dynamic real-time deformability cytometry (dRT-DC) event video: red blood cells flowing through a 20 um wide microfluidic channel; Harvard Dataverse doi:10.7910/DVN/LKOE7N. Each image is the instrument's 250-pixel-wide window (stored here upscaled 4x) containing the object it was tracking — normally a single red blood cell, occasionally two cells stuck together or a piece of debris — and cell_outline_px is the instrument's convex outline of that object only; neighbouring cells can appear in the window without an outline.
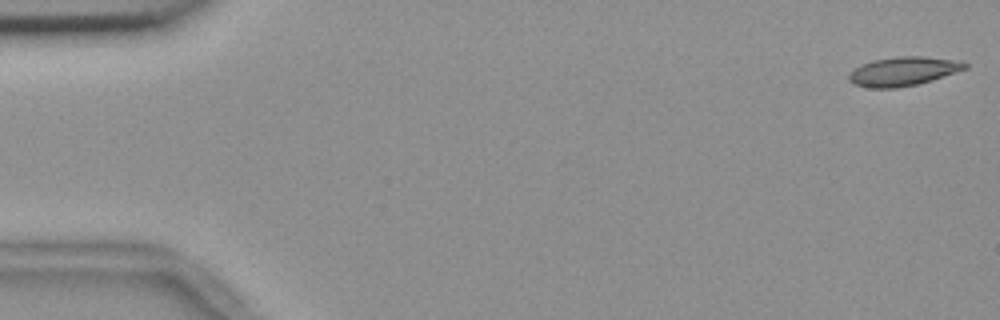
{"species": "common noctule bat (a hibernating species)", "species_latin": "Nyctalus noctula", "temperature_condition": "room temperature", "stored_images_in_passage": 55, "camera_frame_rate_fps": 3000, "um_per_image_px": 0.085, "animal": {"sex": "female", "body_mass_g": 18.4}, "frame": {"image": 1, "passage_image": 1, "time_ms": 0.0, "image_size_px": [1000, 320], "cell_outline_px": [[968, 68], [932, 80], [916, 84], [896, 88], [872, 88], [852, 84], [848, 80], [848, 72], [872, 60], [896, 56], [924, 56], [952, 60], [968, 64]], "centroid_in_image_um": [76.73, 6.06], "position_along_channel_um": 8.3, "area_um2": 19.48}}
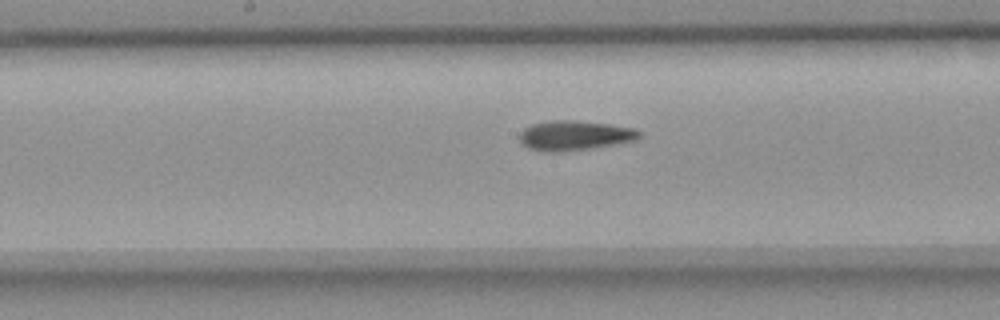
{"frame": {"image": 2, "passage_image": 28, "time_ms": 9.0, "image_size_px": [1000, 320], "cell_outline_px": [[640, 136], [636, 140], [592, 148], [564, 152], [540, 152], [528, 148], [520, 144], [520, 132], [524, 128], [532, 124], [552, 120], [576, 120], [608, 124], [632, 128], [640, 132]], "centroid_in_image_um": [48.77, 11.53], "position_along_channel_um": 199.4, "area_um2": 20.87}}
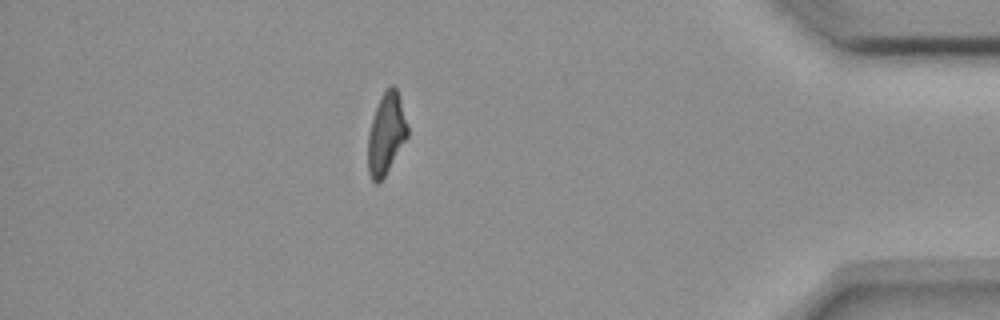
{"frame": {"image": 3, "passage_image": 48, "time_ms": 15.667, "image_size_px": [1000, 320], "cell_outline_px": [[408, 136], [380, 184], [376, 184], [372, 180], [368, 172], [368, 132], [380, 96], [392, 84], [396, 88], [400, 96], [408, 124]], "centroid_in_image_um": [32.83, 11.39], "position_along_channel_um": 402.4, "area_um2": 18.84}, "authors_computed_cell_mechanics": {"area_um2": 19.652, "velocity_mm_per_s": 3.6846, "shape_relaxation_time_tau1_ms": null, "shape_relaxation_time_tau2_ms": 3.9667, "deformation_change_tau1": null, "deformation_change_tau2": 0.1279}}